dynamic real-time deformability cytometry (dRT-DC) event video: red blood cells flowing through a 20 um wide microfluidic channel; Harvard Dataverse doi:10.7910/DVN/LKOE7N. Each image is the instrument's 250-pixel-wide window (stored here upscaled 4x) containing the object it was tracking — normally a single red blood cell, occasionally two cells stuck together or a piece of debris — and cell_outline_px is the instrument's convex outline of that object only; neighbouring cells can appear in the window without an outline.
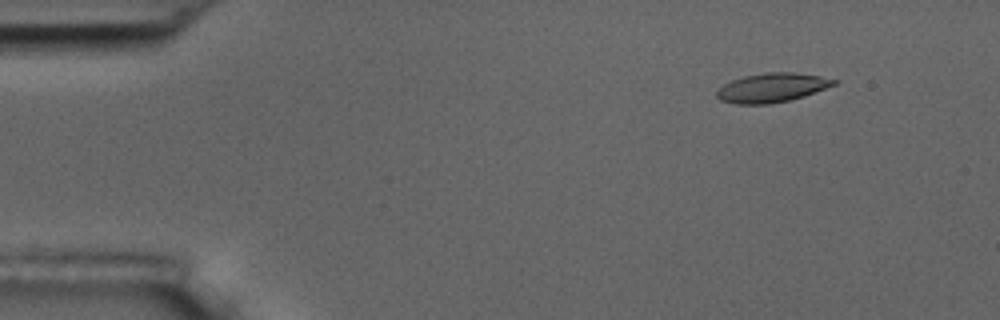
{"species": "common noctule bat (a hibernating species)", "species_latin": "Nyctalus noctula", "temperature_condition": "room temperature", "stored_images_in_passage": 5, "camera_frame_rate_fps": 3000, "um_per_image_px": 0.085, "animal": {"sex": "male", "body_mass_g": 17.5, "forearm_length_mm": 52.3}, "frame": {"image": 1, "passage_image": 2, "time_ms": 1.0, "image_size_px": [1000, 320], "cell_outline_px": [[840, 80], [836, 84], [804, 96], [788, 100], [768, 104], [736, 104], [720, 100], [716, 96], [716, 92], [724, 84], [732, 80], [744, 76], [764, 72], [792, 72], [820, 76]], "centroid_in_image_um": [65.61, 7.45], "position_along_channel_um": 19.4, "area_um2": 19.83}}
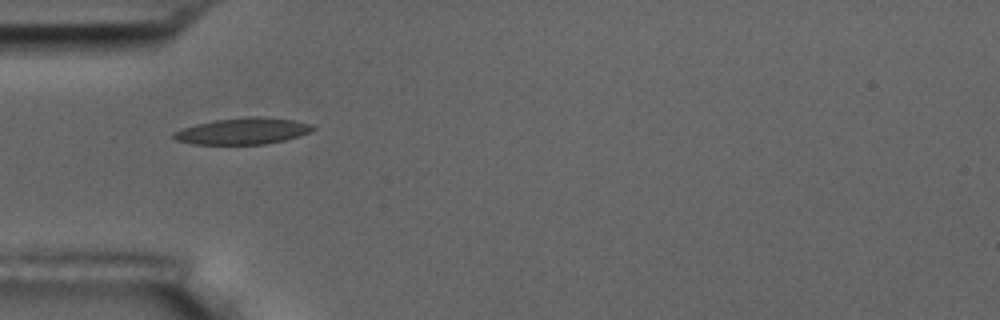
{"frame": {"image": 2, "passage_image": 5, "time_ms": 4.667, "image_size_px": [1000, 320], "cell_outline_px": [[316, 128], [308, 132], [284, 140], [264, 144], [196, 144], [176, 140], [172, 136], [172, 132], [180, 128], [196, 124], [216, 120], [248, 116], [260, 116], [292, 120], [312, 124]], "centroid_in_image_um": [20.6, 11.13], "position_along_channel_um": 64.4, "area_um2": 21.27}}